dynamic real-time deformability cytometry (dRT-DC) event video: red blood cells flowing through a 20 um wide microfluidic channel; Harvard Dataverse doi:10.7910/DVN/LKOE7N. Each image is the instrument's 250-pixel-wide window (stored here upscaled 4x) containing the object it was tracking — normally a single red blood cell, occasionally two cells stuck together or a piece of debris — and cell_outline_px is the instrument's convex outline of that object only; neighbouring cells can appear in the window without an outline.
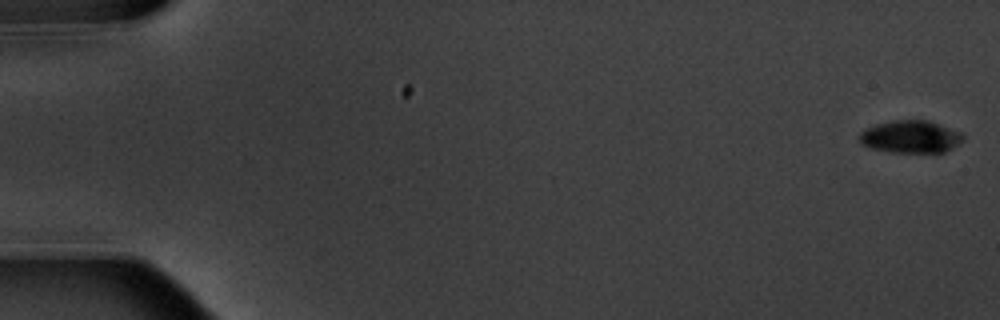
{"species": "common noctule bat (a hibernating species)", "species_latin": "Nyctalus noctula", "temperature_condition": "warm", "stored_images_in_passage": 7, "segment_of_instrument_passage": [1, 2], "camera_frame_rate_fps": 3000, "um_per_image_px": 0.085, "animal": {"sex": "male", "body_mass_g": 20.1, "forearm_length_mm": 53.5}, "frame": {"image": 1, "passage_image": 1, "time_ms": 0.0, "image_size_px": [1000, 320], "cell_outline_px": [[964, 140], [952, 148], [944, 152], [892, 152], [872, 148], [860, 144], [860, 132], [864, 128], [876, 124], [892, 120], [928, 120], [960, 132], [964, 136]], "centroid_in_image_um": [77.38, 11.62], "position_along_channel_um": 7.6, "area_um2": 19.59}}